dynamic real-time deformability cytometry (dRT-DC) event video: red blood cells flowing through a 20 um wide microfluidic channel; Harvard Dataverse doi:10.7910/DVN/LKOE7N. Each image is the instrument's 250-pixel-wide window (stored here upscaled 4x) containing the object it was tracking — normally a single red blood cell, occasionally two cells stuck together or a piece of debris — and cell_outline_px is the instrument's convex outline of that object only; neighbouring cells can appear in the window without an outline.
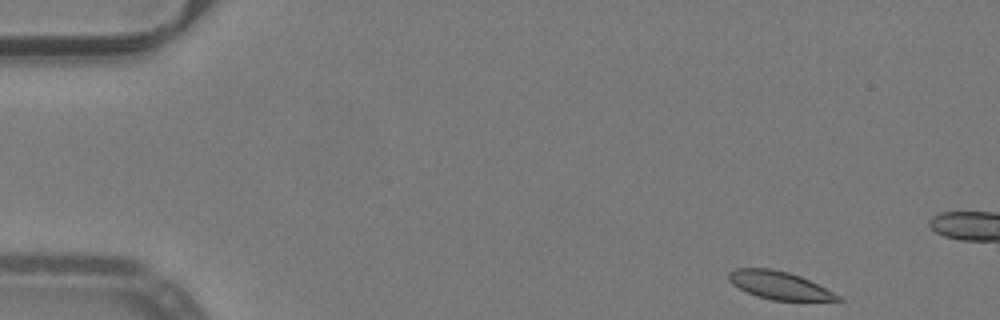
{"species": "common noctule bat (a hibernating species)", "species_latin": "Nyctalus noctula", "temperature_condition": "warm", "stored_images_in_passage": 12, "camera_frame_rate_fps": 3000, "um_per_image_px": 0.085, "animal": {"sex": "male", "body_mass_g": 19.2, "forearm_length_mm": 51.8}, "frame": {"image": 1, "passage_image": 1, "time_ms": 0.0, "image_size_px": [1000, 320], "cell_outline_px": [[844, 300], [772, 300], [756, 296], [732, 284], [728, 280], [728, 272], [736, 268], [772, 268], [788, 272], [800, 276], [840, 296]], "centroid_in_image_um": [66.17, 24.23], "position_along_channel_um": 18.8, "area_um2": 17.4}}